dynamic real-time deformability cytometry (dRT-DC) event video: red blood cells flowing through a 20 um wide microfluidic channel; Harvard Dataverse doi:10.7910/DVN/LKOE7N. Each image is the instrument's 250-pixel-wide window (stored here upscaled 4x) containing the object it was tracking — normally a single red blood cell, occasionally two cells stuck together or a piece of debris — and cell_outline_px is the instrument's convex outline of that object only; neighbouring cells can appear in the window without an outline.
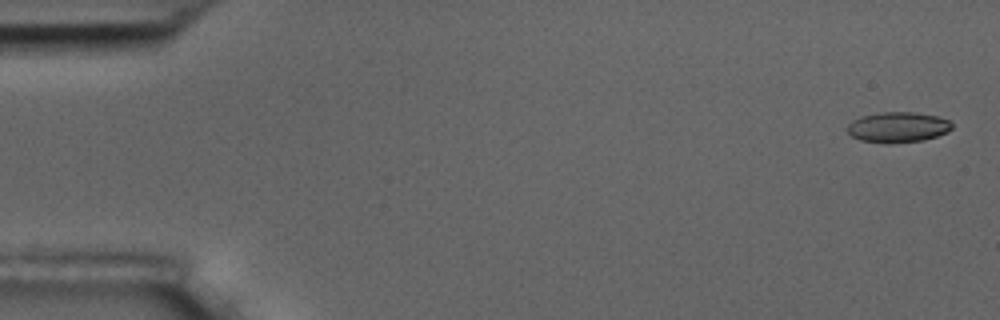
{"species": "common noctule bat (a hibernating species)", "species_latin": "Nyctalus noctula", "temperature_condition": "room temperature", "stored_images_in_passage": 6, "camera_frame_rate_fps": 3000, "um_per_image_px": 0.085, "animal": {"sex": "male", "body_mass_g": 17.5, "forearm_length_mm": 52.3}, "frame": {"image": 1, "passage_image": 1, "time_ms": 0.0, "image_size_px": [1000, 320], "cell_outline_px": [[952, 128], [948, 132], [924, 140], [888, 144], [884, 144], [860, 140], [852, 136], [848, 132], [848, 124], [852, 120], [860, 116], [880, 112], [916, 112], [936, 116], [948, 120], [952, 124]], "centroid_in_image_um": [76.3, 10.82], "position_along_channel_um": 8.7, "area_um2": 18.73}}
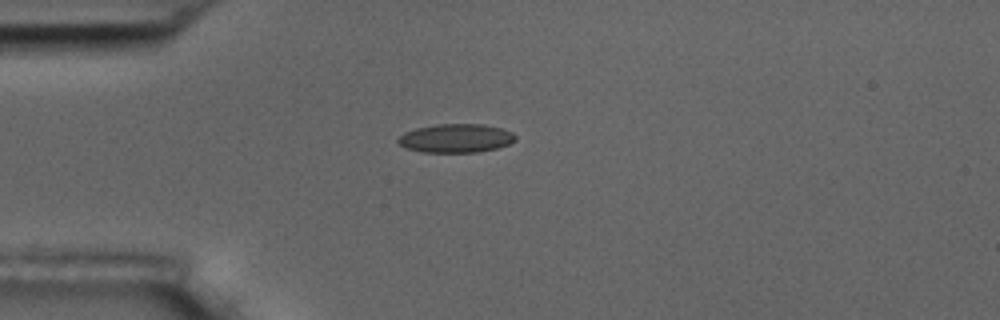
{"frame": {"image": 2, "passage_image": 4, "time_ms": 4.333, "image_size_px": [1000, 320], "cell_outline_px": [[516, 140], [508, 144], [496, 148], [476, 152], [424, 152], [404, 148], [396, 140], [404, 132], [416, 128], [436, 124], [480, 124], [500, 128], [512, 132], [516, 136]], "centroid_in_image_um": [38.73, 11.75], "position_along_channel_um": 46.3, "area_um2": 19.54}}